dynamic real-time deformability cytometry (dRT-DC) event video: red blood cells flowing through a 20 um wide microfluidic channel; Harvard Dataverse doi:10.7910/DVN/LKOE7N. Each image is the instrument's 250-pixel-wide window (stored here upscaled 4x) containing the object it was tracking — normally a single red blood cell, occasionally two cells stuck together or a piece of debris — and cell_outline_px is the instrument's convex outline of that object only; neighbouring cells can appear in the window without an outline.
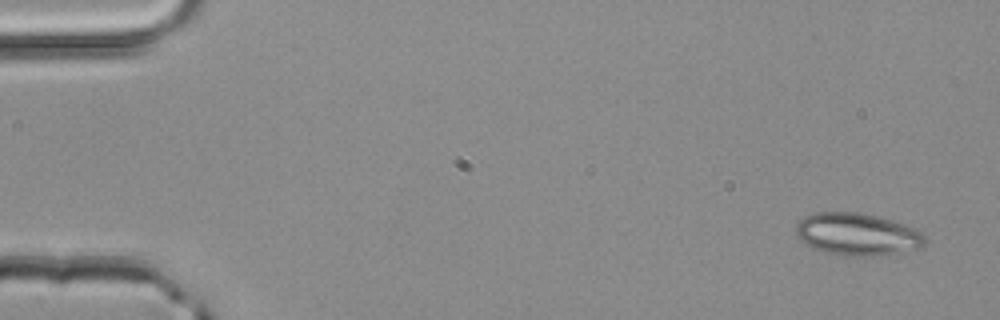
{"species": "common noctule bat (a hibernating species)", "species_latin": "Nyctalus noctula", "temperature_condition": "room temperature", "stored_images_in_passage": 3, "camera_frame_rate_fps": 3000, "um_per_image_px": 0.085, "animal": {"sex": "male", "body_mass_g": 20.4}, "frame": {"image": 1, "passage_image": 1, "time_ms": 0.0, "image_size_px": [1000, 320], "cell_outline_px": [[928, 240], [924, 248], [880, 256], [844, 256], [824, 252], [812, 248], [804, 244], [796, 236], [796, 224], [804, 216], [812, 212], [856, 212], [876, 216], [892, 220], [904, 224], [920, 232]], "centroid_in_image_um": [72.86, 19.93], "position_along_channel_um": 12.1, "area_um2": 32.37}}